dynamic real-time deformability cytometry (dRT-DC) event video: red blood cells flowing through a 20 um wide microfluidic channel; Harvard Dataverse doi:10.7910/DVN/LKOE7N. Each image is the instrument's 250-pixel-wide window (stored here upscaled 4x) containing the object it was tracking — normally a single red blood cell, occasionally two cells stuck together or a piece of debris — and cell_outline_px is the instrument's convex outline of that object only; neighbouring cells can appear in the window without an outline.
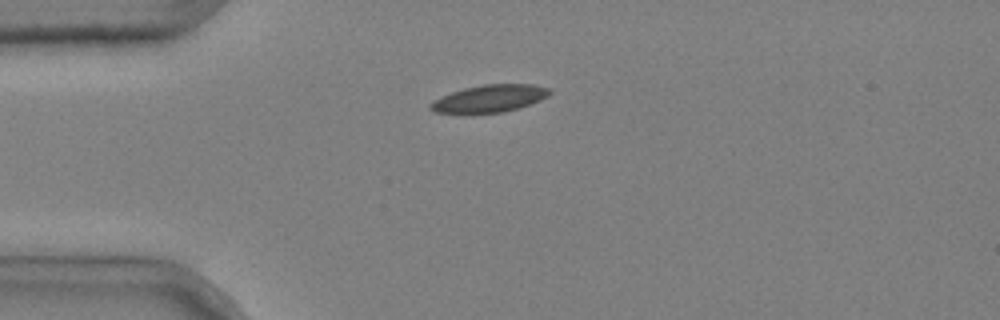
{"species": "common noctule bat (a hibernating species)", "species_latin": "Nyctalus noctula", "temperature_condition": "cold", "stored_images_in_passage": 4, "camera_frame_rate_fps": 3000, "um_per_image_px": 0.085, "animal": {"sex": "male", "body_mass_g": 20.4}, "frame": {"image": 1, "passage_image": 4, "time_ms": 1.0, "image_size_px": [1000, 320], "cell_outline_px": [[552, 92], [548, 96], [540, 100], [504, 112], [472, 116], [468, 116], [436, 112], [428, 108], [428, 104], [432, 100], [452, 92], [464, 88], [484, 84], [532, 84], [548, 88]], "centroid_in_image_um": [41.51, 8.42], "position_along_channel_um": 43.5, "area_um2": 19.65}}